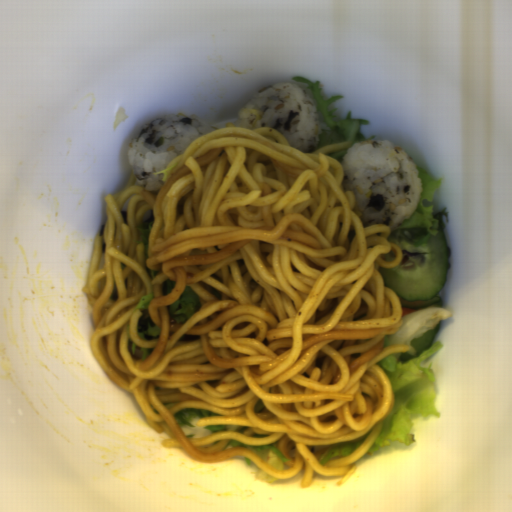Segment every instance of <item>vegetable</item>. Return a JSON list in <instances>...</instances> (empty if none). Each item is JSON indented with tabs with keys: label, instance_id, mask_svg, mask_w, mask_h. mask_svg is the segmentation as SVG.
<instances>
[{
	"label": "vegetable",
	"instance_id": "obj_1",
	"mask_svg": "<svg viewBox=\"0 0 512 512\" xmlns=\"http://www.w3.org/2000/svg\"><path fill=\"white\" fill-rule=\"evenodd\" d=\"M442 343L431 344L430 348L406 361L399 357L403 352L390 353L377 364L387 375L393 388L394 403L391 412L383 420L380 434L373 441L364 456H373L381 448L390 446L392 441L411 445L416 437L411 434L413 416L427 417L433 414L440 418L435 409L438 392L437 374L432 371V362L423 366V361L442 349Z\"/></svg>",
	"mask_w": 512,
	"mask_h": 512
},
{
	"label": "vegetable",
	"instance_id": "obj_2",
	"mask_svg": "<svg viewBox=\"0 0 512 512\" xmlns=\"http://www.w3.org/2000/svg\"><path fill=\"white\" fill-rule=\"evenodd\" d=\"M293 83H297L306 89L315 103L320 124L319 142L316 151L338 142H349L351 148L355 143L368 141L361 135L360 128L363 125H367L369 119L352 118L349 111L346 117L334 116L332 105L342 99L344 95H332L328 98H322V82L302 75L294 76ZM350 148L325 155L331 156L340 164Z\"/></svg>",
	"mask_w": 512,
	"mask_h": 512
},
{
	"label": "vegetable",
	"instance_id": "obj_3",
	"mask_svg": "<svg viewBox=\"0 0 512 512\" xmlns=\"http://www.w3.org/2000/svg\"><path fill=\"white\" fill-rule=\"evenodd\" d=\"M422 181L417 210L411 214L399 227L390 232L387 239L401 240L413 245L424 244L438 232L444 235L443 218L449 220L445 209L433 215V199L442 179H434L422 166H415Z\"/></svg>",
	"mask_w": 512,
	"mask_h": 512
},
{
	"label": "vegetable",
	"instance_id": "obj_4",
	"mask_svg": "<svg viewBox=\"0 0 512 512\" xmlns=\"http://www.w3.org/2000/svg\"><path fill=\"white\" fill-rule=\"evenodd\" d=\"M453 309L442 306L429 305L402 316V325L394 334H386L383 348L392 345H411L414 339L426 331L432 330L436 325L453 316Z\"/></svg>",
	"mask_w": 512,
	"mask_h": 512
},
{
	"label": "vegetable",
	"instance_id": "obj_5",
	"mask_svg": "<svg viewBox=\"0 0 512 512\" xmlns=\"http://www.w3.org/2000/svg\"><path fill=\"white\" fill-rule=\"evenodd\" d=\"M201 307L202 303L198 293L189 285H185V289L177 300L167 305V311L176 322L185 324Z\"/></svg>",
	"mask_w": 512,
	"mask_h": 512
},
{
	"label": "vegetable",
	"instance_id": "obj_6",
	"mask_svg": "<svg viewBox=\"0 0 512 512\" xmlns=\"http://www.w3.org/2000/svg\"><path fill=\"white\" fill-rule=\"evenodd\" d=\"M278 444L279 441L266 445H247L237 440L231 439V441L222 450H227L230 448H248L253 454L261 458L264 462L266 461L270 454H275L280 458V460L283 463L282 471H286L287 469H289V466H287L286 464L291 459L286 458L284 455L280 453Z\"/></svg>",
	"mask_w": 512,
	"mask_h": 512
},
{
	"label": "vegetable",
	"instance_id": "obj_7",
	"mask_svg": "<svg viewBox=\"0 0 512 512\" xmlns=\"http://www.w3.org/2000/svg\"><path fill=\"white\" fill-rule=\"evenodd\" d=\"M372 432L373 431L370 430L364 437H362L356 442L336 443L335 445H333L328 450L322 453V455L319 458V463L324 466L325 463L330 459L346 457L352 454Z\"/></svg>",
	"mask_w": 512,
	"mask_h": 512
},
{
	"label": "vegetable",
	"instance_id": "obj_8",
	"mask_svg": "<svg viewBox=\"0 0 512 512\" xmlns=\"http://www.w3.org/2000/svg\"><path fill=\"white\" fill-rule=\"evenodd\" d=\"M223 416L213 411L198 409V408H183L177 413L173 414V417L178 425V427H188L193 428L192 420L193 419H204L206 417H218Z\"/></svg>",
	"mask_w": 512,
	"mask_h": 512
},
{
	"label": "vegetable",
	"instance_id": "obj_9",
	"mask_svg": "<svg viewBox=\"0 0 512 512\" xmlns=\"http://www.w3.org/2000/svg\"><path fill=\"white\" fill-rule=\"evenodd\" d=\"M137 332L145 341L159 340L160 327L156 325L151 316L143 321H138Z\"/></svg>",
	"mask_w": 512,
	"mask_h": 512
},
{
	"label": "vegetable",
	"instance_id": "obj_10",
	"mask_svg": "<svg viewBox=\"0 0 512 512\" xmlns=\"http://www.w3.org/2000/svg\"><path fill=\"white\" fill-rule=\"evenodd\" d=\"M153 222H154V220L152 218L150 220H147V221L141 223L137 227L141 234V237H140L141 243L144 244L145 255L148 253L149 242H150V231H151Z\"/></svg>",
	"mask_w": 512,
	"mask_h": 512
},
{
	"label": "vegetable",
	"instance_id": "obj_11",
	"mask_svg": "<svg viewBox=\"0 0 512 512\" xmlns=\"http://www.w3.org/2000/svg\"><path fill=\"white\" fill-rule=\"evenodd\" d=\"M176 286V281L169 279L163 280L161 283V293L162 296H166L174 291Z\"/></svg>",
	"mask_w": 512,
	"mask_h": 512
},
{
	"label": "vegetable",
	"instance_id": "obj_12",
	"mask_svg": "<svg viewBox=\"0 0 512 512\" xmlns=\"http://www.w3.org/2000/svg\"><path fill=\"white\" fill-rule=\"evenodd\" d=\"M154 296L146 294L140 298V302L136 305V309H149V302L152 301Z\"/></svg>",
	"mask_w": 512,
	"mask_h": 512
},
{
	"label": "vegetable",
	"instance_id": "obj_13",
	"mask_svg": "<svg viewBox=\"0 0 512 512\" xmlns=\"http://www.w3.org/2000/svg\"><path fill=\"white\" fill-rule=\"evenodd\" d=\"M204 429H206L208 432H210L212 435L222 432V431H228V426L226 425H205L203 426Z\"/></svg>",
	"mask_w": 512,
	"mask_h": 512
},
{
	"label": "vegetable",
	"instance_id": "obj_14",
	"mask_svg": "<svg viewBox=\"0 0 512 512\" xmlns=\"http://www.w3.org/2000/svg\"><path fill=\"white\" fill-rule=\"evenodd\" d=\"M141 351H142V357H141V361H144L153 351L154 347L153 348H145V347H141Z\"/></svg>",
	"mask_w": 512,
	"mask_h": 512
},
{
	"label": "vegetable",
	"instance_id": "obj_15",
	"mask_svg": "<svg viewBox=\"0 0 512 512\" xmlns=\"http://www.w3.org/2000/svg\"><path fill=\"white\" fill-rule=\"evenodd\" d=\"M245 463L247 466H251L253 462L245 456Z\"/></svg>",
	"mask_w": 512,
	"mask_h": 512
}]
</instances>
